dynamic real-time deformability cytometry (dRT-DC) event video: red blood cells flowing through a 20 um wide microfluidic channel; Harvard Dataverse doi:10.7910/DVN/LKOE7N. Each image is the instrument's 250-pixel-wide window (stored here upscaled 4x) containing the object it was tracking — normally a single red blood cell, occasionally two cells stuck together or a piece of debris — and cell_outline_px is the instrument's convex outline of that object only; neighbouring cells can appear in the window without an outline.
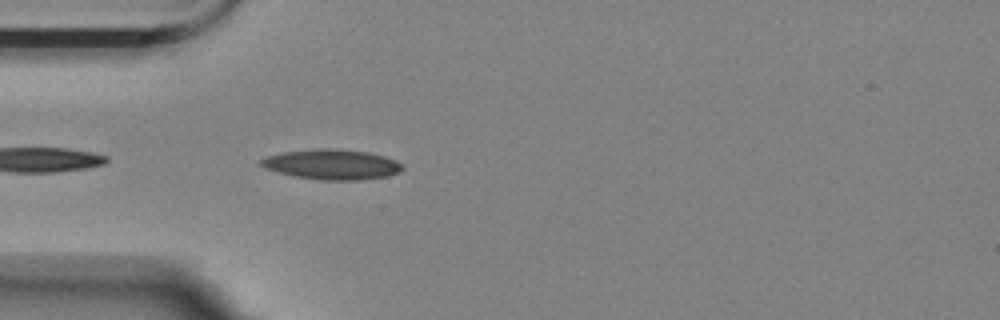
{"species": "Egyptian fruit bat (a non-hibernating species)", "species_latin": "Rousettus aegyptiacus", "temperature_condition": "room temperature", "stored_images_in_passage": 27, "camera_frame_rate_fps": 3000, "um_per_image_px": 0.085, "animal": {"sex": "female"}, "frame": {"image": 1, "passage_image": 2, "time_ms": 0.333, "image_size_px": [1000, 320], "cell_outline_px": [[404, 168], [400, 172], [388, 176], [360, 180], [324, 180], [296, 176], [264, 168], [256, 164], [260, 160], [268, 156], [280, 152], [316, 148], [332, 148], [368, 152], [384, 156], [396, 160]], "centroid_in_image_um": [28.2, 13.96], "position_along_channel_um": 56.8, "area_um2": 24.91}}
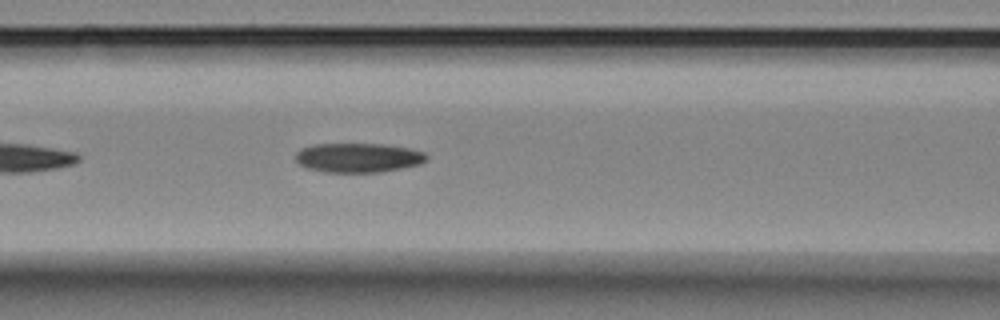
{"frame": {"image": 2, "passage_image": 9, "time_ms": 2.667, "image_size_px": [1000, 320], "cell_outline_px": [[428, 160], [420, 164], [380, 172], [324, 172], [308, 168], [296, 164], [296, 152], [300, 148], [312, 144], [380, 144], [408, 148], [424, 152], [428, 156]], "centroid_in_image_um": [30.41, 13.4], "position_along_channel_um": 136.2, "area_um2": 22.48}}
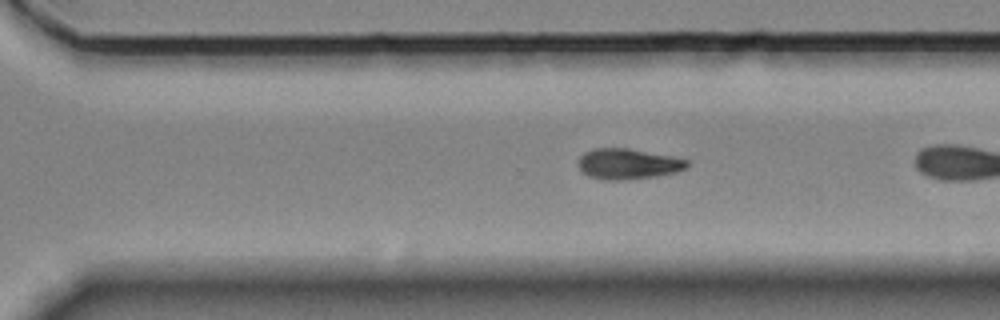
{"frame": {"image": 3, "passage_image": 22, "time_ms": 7.0, "image_size_px": [1000, 320], "cell_outline_px": [[688, 168], [676, 172], [656, 176], [620, 180], [608, 180], [588, 176], [580, 168], [580, 156], [584, 152], [592, 148], [628, 148], [672, 156], [688, 160]], "centroid_in_image_um": [53.4, 13.92], "position_along_channel_um": 317.2, "area_um2": 19.25}}